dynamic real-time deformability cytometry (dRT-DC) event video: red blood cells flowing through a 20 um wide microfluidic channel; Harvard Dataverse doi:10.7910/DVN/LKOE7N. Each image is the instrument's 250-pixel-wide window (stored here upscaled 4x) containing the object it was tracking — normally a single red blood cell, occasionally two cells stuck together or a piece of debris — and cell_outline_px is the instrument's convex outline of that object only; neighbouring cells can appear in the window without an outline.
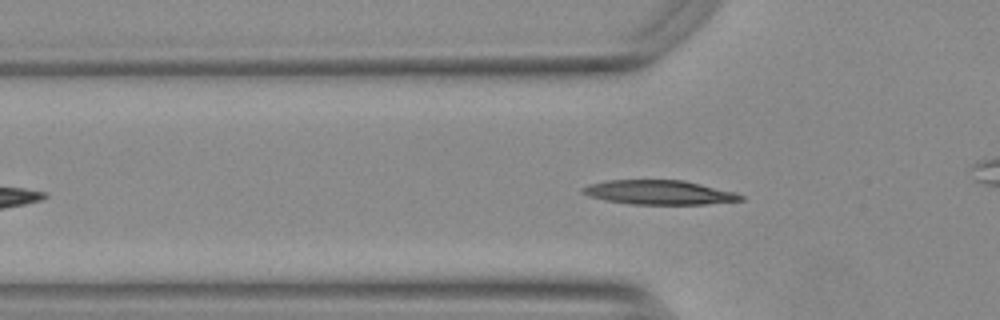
{"species": "Egyptian fruit bat (a non-hibernating species)", "species_latin": "Rousettus aegyptiacus", "temperature_condition": "warm", "stored_images_in_passage": 38, "camera_frame_rate_fps": 3000, "um_per_image_px": 0.085, "animal": {"sex": "female"}, "frame": {"image": 1, "passage_image": 7, "time_ms": 2.0, "image_size_px": [1000, 320], "cell_outline_px": [[744, 200], [708, 204], [628, 204], [604, 200], [588, 196], [580, 192], [580, 188], [588, 184], [608, 180], [684, 180], [736, 192], [744, 196]], "centroid_in_image_um": [56.0, 16.35], "position_along_channel_um": 69.8, "area_um2": 22.6}}
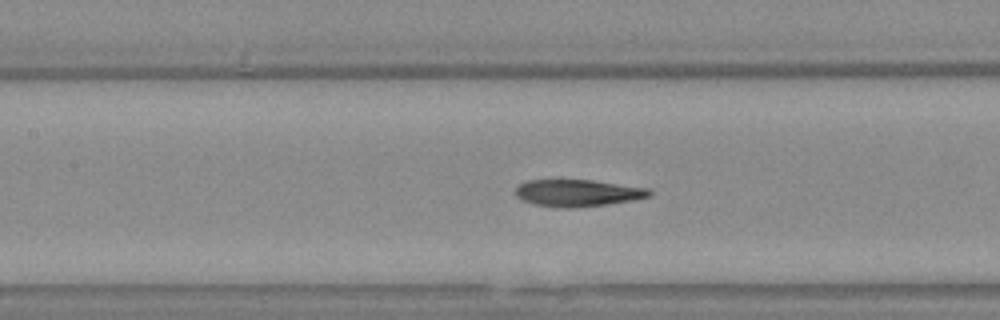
{"frame": {"image": 2, "passage_image": 14, "time_ms": 4.333, "image_size_px": [1000, 320], "cell_outline_px": [[652, 192], [648, 196], [632, 200], [608, 204], [572, 208], [556, 208], [532, 204], [520, 200], [516, 196], [516, 188], [520, 184], [528, 180], [592, 180], [648, 188]], "centroid_in_image_um": [49.05, 16.41], "position_along_channel_um": 158.4, "area_um2": 21.04}}
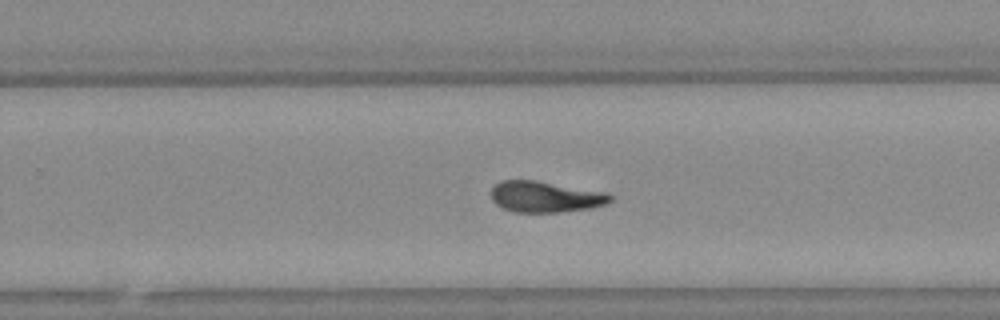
{"frame": {"image": 3, "passage_image": 24, "time_ms": 7.667, "image_size_px": [1000, 320], "cell_outline_px": [[612, 200], [604, 204], [592, 208], [556, 212], [512, 212], [496, 204], [492, 200], [492, 188], [500, 180], [532, 180], [608, 192], [612, 196]], "centroid_in_image_um": [46.36, 16.72], "position_along_channel_um": 283.4, "area_um2": 21.44}, "authors_computed_cell_mechanics": {"area_um2": 21.4438, "velocity_mm_per_s": 3.7768, "shape_relaxation_time_tau1_ms": null, "shape_relaxation_time_tau2_ms": 8.9038, "deformation_change_tau1": null, "deformation_change_tau2": 0.1235}}